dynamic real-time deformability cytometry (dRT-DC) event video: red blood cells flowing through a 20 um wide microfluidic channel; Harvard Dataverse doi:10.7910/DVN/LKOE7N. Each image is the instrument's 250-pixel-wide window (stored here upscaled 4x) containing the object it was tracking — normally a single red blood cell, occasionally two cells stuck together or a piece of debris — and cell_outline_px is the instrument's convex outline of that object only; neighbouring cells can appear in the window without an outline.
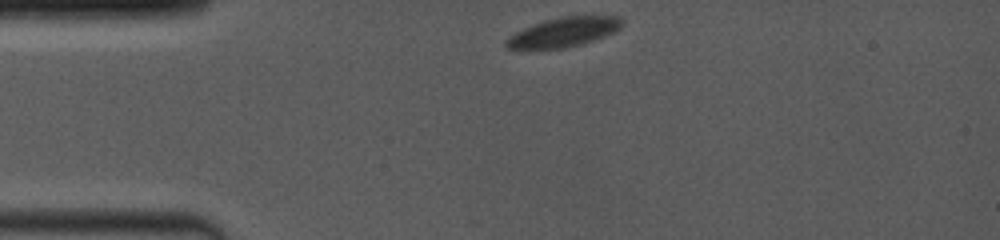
{"species": "common noctule bat (a hibernating species)", "species_latin": "Nyctalus noctula", "temperature_condition": "room temperature", "stored_images_in_passage": 19, "camera_frame_rate_fps": 4000, "um_per_image_px": 0.085, "animal": {"sex": "female", "body_mass_g": 19.0, "forearm_length_mm": 53.3}, "frame": {"image": 1, "passage_image": 1, "time_ms": 0.0, "image_size_px": [1000, 240], "cell_outline_px": [[624, 24], [620, 28], [604, 36], [580, 44], [560, 48], [504, 48], [504, 40], [508, 36], [532, 24], [544, 20], [560, 16], [620, 16], [624, 20]], "centroid_in_image_um": [47.9, 2.71], "position_along_channel_um": 37.1, "area_um2": 19.71}}
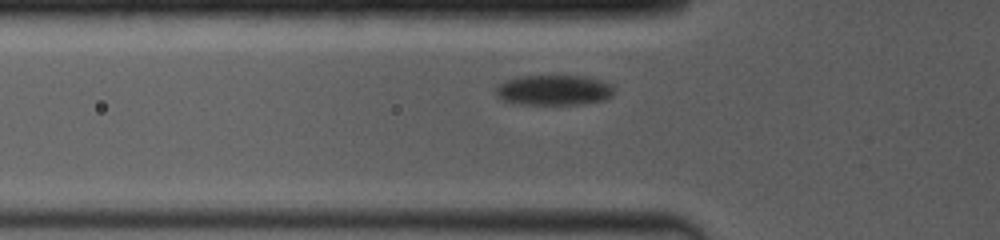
{"frame": {"image": 2, "passage_image": 12, "time_ms": 2.25, "image_size_px": [1000, 240], "cell_outline_px": [[616, 92], [608, 100], [584, 104], [520, 104], [500, 100], [492, 92], [500, 84], [508, 80], [520, 76], [580, 76], [600, 80], [612, 84]], "centroid_in_image_um": [47.1, 7.68], "position_along_channel_um": 78.7, "area_um2": 21.15}}